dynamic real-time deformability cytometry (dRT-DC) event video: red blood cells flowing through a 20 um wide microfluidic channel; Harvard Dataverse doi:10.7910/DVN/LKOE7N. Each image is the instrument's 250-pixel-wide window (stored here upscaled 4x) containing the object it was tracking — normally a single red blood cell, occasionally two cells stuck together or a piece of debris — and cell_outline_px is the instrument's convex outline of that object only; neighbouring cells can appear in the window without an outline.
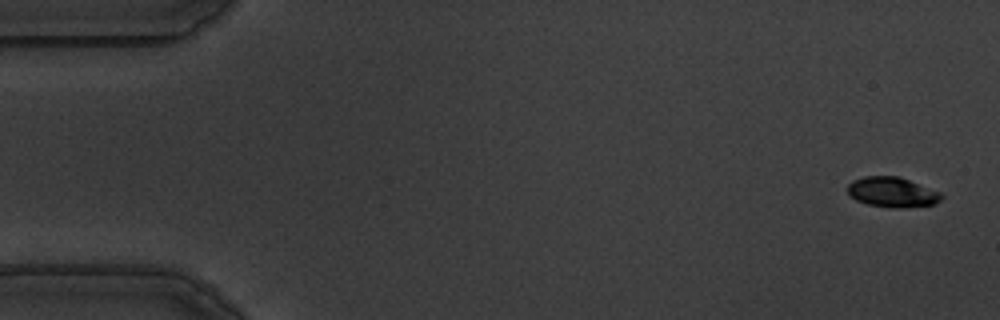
{"species": "common noctule bat (a hibernating species)", "species_latin": "Nyctalus noctula", "temperature_condition": "warm", "stored_images_in_passage": 57, "camera_frame_rate_fps": 3000, "um_per_image_px": 0.085, "animal": {"sex": "male", "body_mass_g": 19.5, "forearm_length_mm": 54.6}, "frame": {"image": 1, "passage_image": 2, "time_ms": 0.333, "image_size_px": [1000, 320], "cell_outline_px": [[944, 196], [940, 200], [932, 204], [900, 208], [892, 208], [868, 204], [856, 200], [848, 196], [848, 184], [852, 180], [864, 176], [900, 176], [940, 192]], "centroid_in_image_um": [75.81, 16.32], "position_along_channel_um": 9.2, "area_um2": 16.47}}
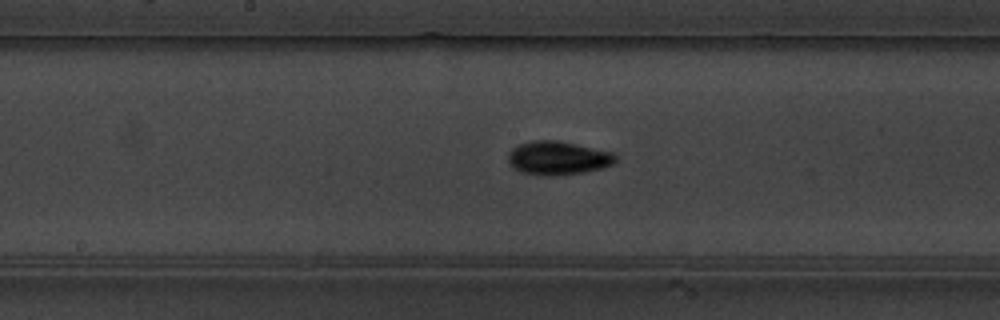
{"frame": {"image": 2, "passage_image": 29, "time_ms": 9.333, "image_size_px": [1000, 320], "cell_outline_px": [[616, 160], [612, 164], [600, 168], [584, 172], [556, 176], [540, 176], [520, 172], [508, 164], [508, 152], [512, 148], [520, 144], [532, 140], [556, 140], [576, 144], [612, 152], [616, 156]], "centroid_in_image_um": [47.37, 13.44], "position_along_channel_um": 200.8, "area_um2": 21.15}}
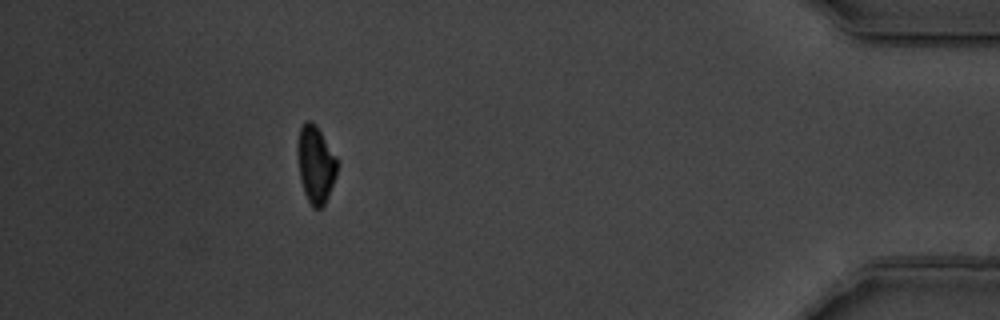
{"frame": {"image": 3, "passage_image": 51, "time_ms": 16.667, "image_size_px": [1000, 320], "cell_outline_px": [[340, 164], [336, 176], [328, 196], [324, 204], [320, 208], [312, 208], [304, 192], [300, 180], [296, 152], [300, 128], [308, 120], [312, 120], [316, 124]], "centroid_in_image_um": [26.83, 13.97], "position_along_channel_um": 408.4, "area_um2": 17.98}, "authors_computed_cell_mechanics": {"area_um2": 18.0914, "velocity_mm_per_s": 3.5824, "shape_relaxation_time_tau1_ms": 1.9038, "shape_relaxation_time_tau2_ms": null, "deformation_change_tau1": 0.1288, "deformation_change_tau2": null}}